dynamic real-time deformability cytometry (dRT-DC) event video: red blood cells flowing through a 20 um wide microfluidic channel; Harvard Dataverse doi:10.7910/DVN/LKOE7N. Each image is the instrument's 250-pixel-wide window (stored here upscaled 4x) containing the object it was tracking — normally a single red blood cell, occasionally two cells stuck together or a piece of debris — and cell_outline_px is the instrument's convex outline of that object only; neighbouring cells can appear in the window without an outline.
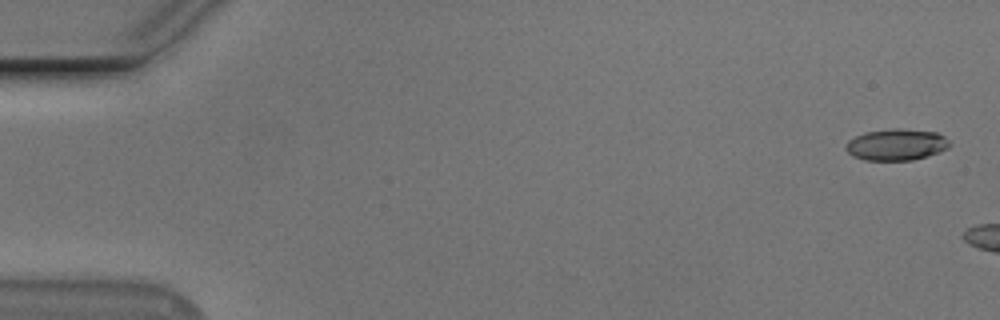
{"species": "Egyptian fruit bat (a non-hibernating species)", "species_latin": "Rousettus aegyptiacus", "temperature_condition": "cold", "stored_images_in_passage": 7, "camera_frame_rate_fps": 3000, "um_per_image_px": 0.085, "animal": {"sex": "male"}, "frame": {"image": 1, "passage_image": 2, "time_ms": 0.333, "image_size_px": [1000, 320], "cell_outline_px": [[952, 144], [948, 148], [928, 156], [912, 160], [864, 160], [852, 156], [844, 148], [848, 140], [856, 136], [868, 132], [892, 128], [896, 128], [936, 132], [944, 136]], "centroid_in_image_um": [76.19, 12.3], "position_along_channel_um": 8.8, "area_um2": 19.02}}